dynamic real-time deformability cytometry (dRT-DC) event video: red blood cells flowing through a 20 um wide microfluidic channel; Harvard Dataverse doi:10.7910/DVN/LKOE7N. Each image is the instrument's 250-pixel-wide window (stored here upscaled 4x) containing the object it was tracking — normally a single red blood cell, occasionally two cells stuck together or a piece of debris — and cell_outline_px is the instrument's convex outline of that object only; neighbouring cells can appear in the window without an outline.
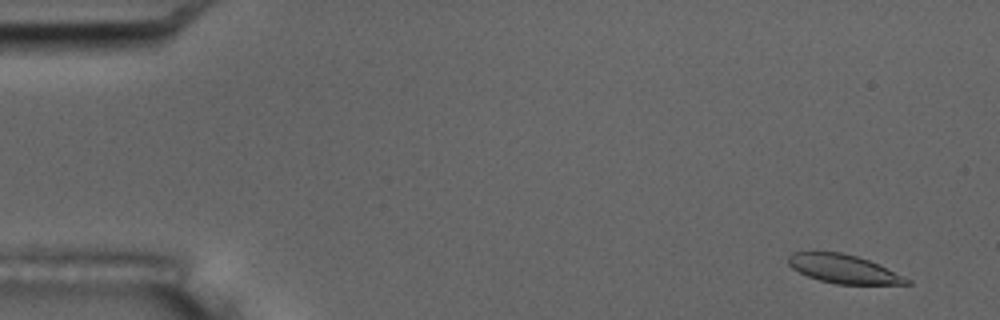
{"species": "common noctule bat (a hibernating species)", "species_latin": "Nyctalus noctula", "temperature_condition": "room temperature", "stored_images_in_passage": 55, "camera_frame_rate_fps": 3000, "um_per_image_px": 0.085, "animal": {"sex": "male", "body_mass_g": 17.5, "forearm_length_mm": 52.3}, "frame": {"image": 1, "passage_image": 4, "time_ms": 1.0, "image_size_px": [1000, 320], "cell_outline_px": [[912, 284], [836, 284], [820, 280], [808, 276], [792, 268], [788, 264], [788, 256], [792, 252], [840, 252], [856, 256], [868, 260], [912, 280]], "centroid_in_image_um": [71.69, 22.86], "position_along_channel_um": 13.3, "area_um2": 19.48}}
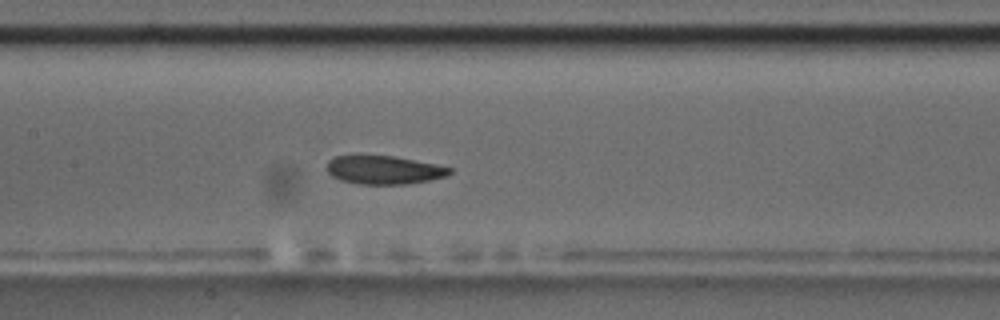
{"frame": {"image": 2, "passage_image": 27, "time_ms": 8.667, "image_size_px": [1000, 320], "cell_outline_px": [[452, 172], [444, 176], [428, 180], [404, 184], [360, 184], [340, 180], [332, 176], [328, 172], [328, 160], [336, 156], [392, 156], [436, 164], [452, 168]], "centroid_in_image_um": [32.62, 14.45], "position_along_channel_um": 174.8, "area_um2": 20.0}}
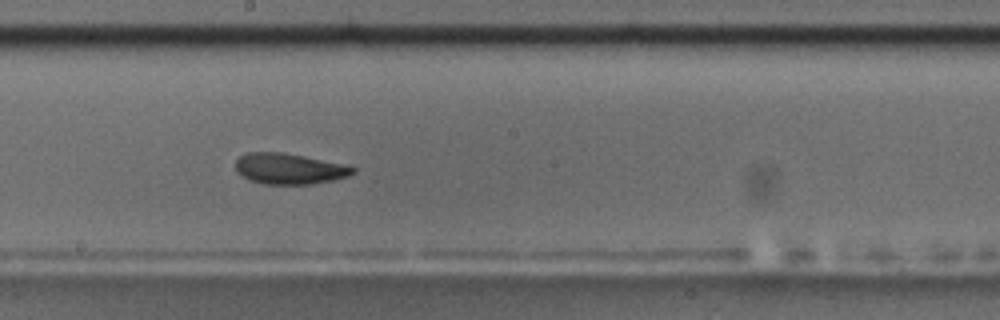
{"frame": {"image": 3, "passage_image": 31, "time_ms": 10.0, "image_size_px": [1000, 320], "cell_outline_px": [[356, 172], [348, 176], [332, 180], [312, 184], [264, 184], [252, 180], [236, 172], [236, 160], [240, 156], [248, 152], [284, 152], [304, 156], [340, 164], [356, 168]], "centroid_in_image_um": [24.57, 14.34], "position_along_channel_um": 223.6, "area_um2": 20.81}, "authors_computed_cell_mechanics": {"area_um2": 21.3282, "velocity_mm_per_s": 3.6889, "shape_relaxation_time_tau1_ms": 4.112, "shape_relaxation_time_tau2_ms": 2.106, "deformation_change_tau1": 0.1297, "deformation_change_tau2": 0.0753}}